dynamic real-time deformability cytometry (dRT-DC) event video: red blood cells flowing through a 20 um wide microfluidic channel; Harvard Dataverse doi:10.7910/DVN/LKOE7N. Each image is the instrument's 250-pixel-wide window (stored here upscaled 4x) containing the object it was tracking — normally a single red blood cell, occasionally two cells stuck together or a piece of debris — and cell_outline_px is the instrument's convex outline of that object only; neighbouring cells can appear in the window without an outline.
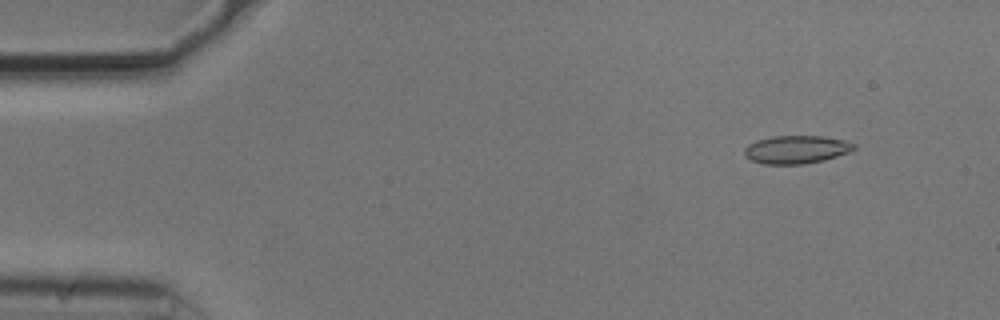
{"species": "common noctule bat (a hibernating species)", "species_latin": "Nyctalus noctula", "temperature_condition": "cold", "stored_images_in_passage": 54, "camera_frame_rate_fps": 3000, "um_per_image_px": 0.085, "animal": {"sex": "male", "body_mass_g": 20.5, "forearm_length_mm": 52.5}, "frame": {"image": 1, "passage_image": 6, "time_ms": 1.667, "image_size_px": [1000, 320], "cell_outline_px": [[856, 148], [848, 152], [824, 160], [804, 164], [764, 164], [752, 160], [744, 156], [744, 148], [748, 144], [756, 140], [772, 136], [824, 136], [848, 140], [856, 144]], "centroid_in_image_um": [67.7, 12.7], "position_along_channel_um": 17.3, "area_um2": 18.09}}
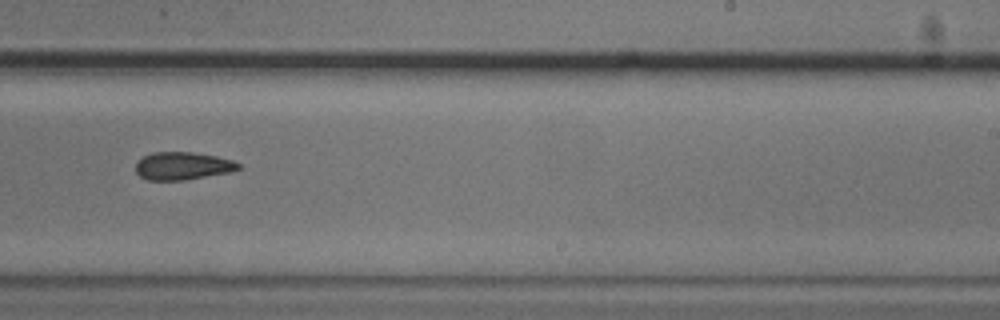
{"frame": {"image": 2, "passage_image": 34, "time_ms": 11.0, "image_size_px": [1000, 320], "cell_outline_px": [[240, 168], [232, 172], [184, 180], [148, 180], [140, 176], [136, 172], [136, 160], [152, 152], [192, 152], [216, 156], [232, 160], [240, 164]], "centroid_in_image_um": [15.51, 14.1], "position_along_channel_um": 273.5, "area_um2": 16.7}}
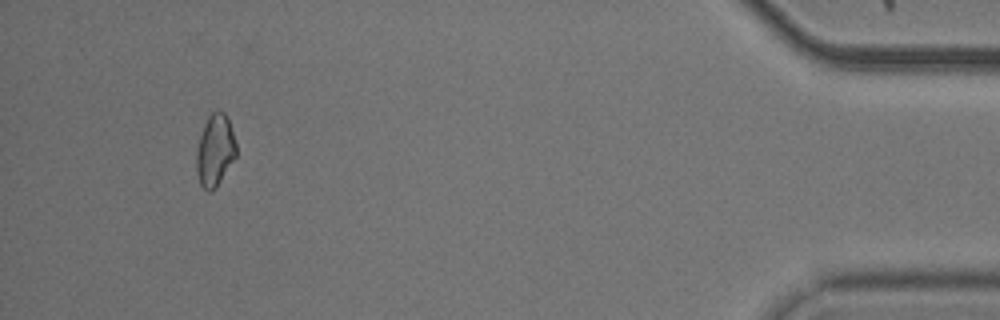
{"frame": {"image": 3, "passage_image": 51, "time_ms": 16.667, "image_size_px": [1000, 320], "cell_outline_px": [[236, 156], [216, 188], [208, 192], [200, 184], [196, 172], [196, 152], [200, 136], [204, 124], [208, 116], [212, 112], [224, 112], [228, 120], [236, 144]], "centroid_in_image_um": [18.26, 12.81], "position_along_channel_um": 416.9, "area_um2": 16.47}, "authors_computed_cell_mechanics": {"area_um2": 17.3689, "velocity_mm_per_s": 3.754, "shape_relaxation_time_tau1_ms": null, "shape_relaxation_time_tau2_ms": 8.4154, "deformation_change_tau1": null, "deformation_change_tau2": 0.1517}}